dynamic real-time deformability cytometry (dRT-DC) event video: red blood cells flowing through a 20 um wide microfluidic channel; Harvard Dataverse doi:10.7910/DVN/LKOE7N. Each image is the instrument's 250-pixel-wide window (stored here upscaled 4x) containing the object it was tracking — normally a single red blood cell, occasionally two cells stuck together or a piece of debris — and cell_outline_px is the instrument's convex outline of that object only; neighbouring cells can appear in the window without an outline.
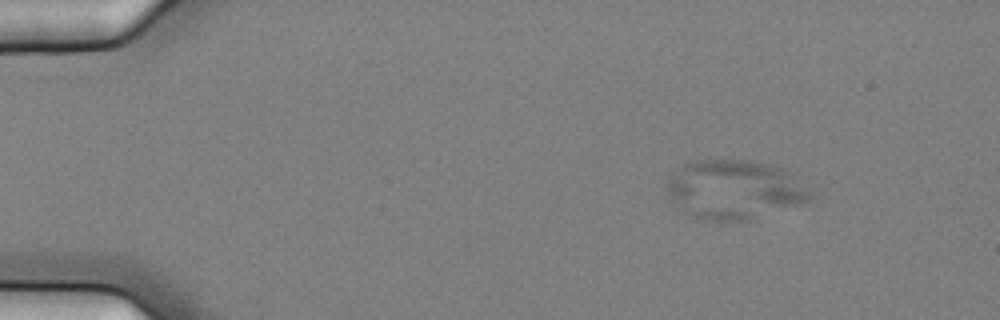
{"species": "common noctule bat (a hibernating species)", "species_latin": "Nyctalus noctula", "temperature_condition": "cold", "stored_images_in_passage": 10, "camera_frame_rate_fps": 3000, "um_per_image_px": 0.085, "animal": {"sex": "female", "body_mass_g": 25.1}, "frame": {"image": 1, "passage_image": 2, "time_ms": 0.333, "image_size_px": [1000, 320], "cell_outline_px": [[812, 196], [808, 200], [748, 220], [696, 220], [684, 212], [668, 192], [668, 180], [684, 164], [692, 160], [748, 160], [772, 164], [784, 168], [792, 172], [812, 192]], "centroid_in_image_um": [62.45, 16.09], "position_along_channel_um": 22.6, "area_um2": 48.9}}
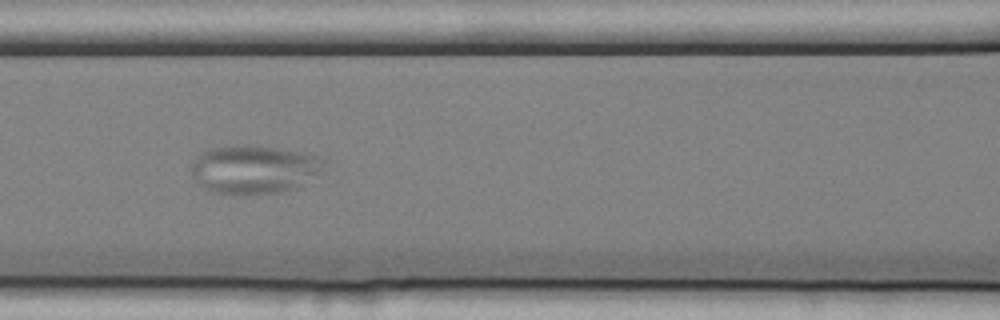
{"frame": {"image": 2, "passage_image": 7, "time_ms": 2.0, "image_size_px": [1000, 320], "cell_outline_px": [[328, 160], [300, 188], [280, 192], [244, 196], [212, 192], [204, 188], [192, 176], [192, 160], [200, 152], [208, 148], [232, 144], [248, 144], [304, 152], [320, 156]], "centroid_in_image_um": [21.55, 14.39], "position_along_channel_um": 145.0, "area_um2": 38.26}}
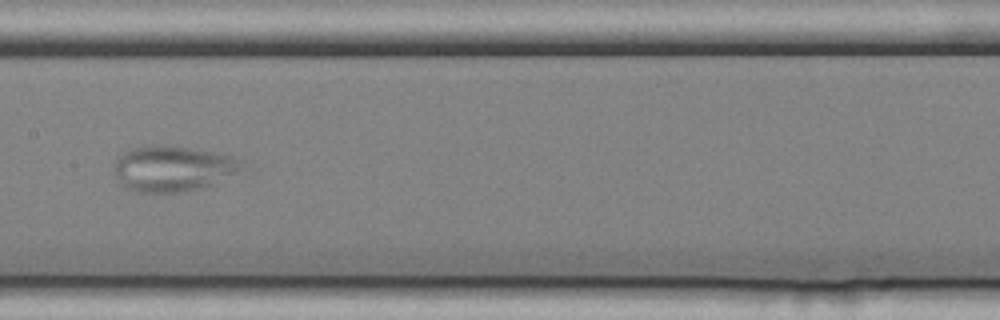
{"frame": {"image": 3, "passage_image": 8, "time_ms": 2.333, "image_size_px": [1000, 320], "cell_outline_px": [[244, 168], [212, 184], [200, 188], [180, 192], [136, 192], [128, 188], [120, 180], [112, 164], [116, 156], [132, 148], [188, 148], [236, 156], [240, 160]], "centroid_in_image_um": [14.69, 14.36], "position_along_channel_um": 192.7, "area_um2": 32.77}}